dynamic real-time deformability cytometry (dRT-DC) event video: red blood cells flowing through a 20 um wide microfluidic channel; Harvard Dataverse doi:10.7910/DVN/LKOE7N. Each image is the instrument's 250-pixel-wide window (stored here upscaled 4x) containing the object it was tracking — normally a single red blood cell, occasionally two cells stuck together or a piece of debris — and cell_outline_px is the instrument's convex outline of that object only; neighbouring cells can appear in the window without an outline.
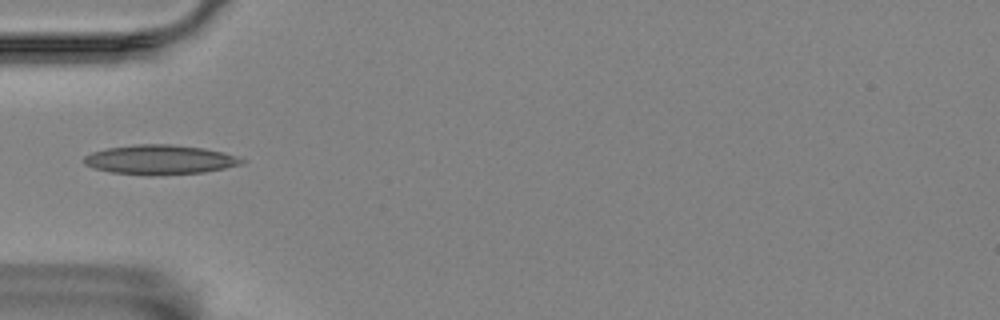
{"species": "Egyptian fruit bat (a non-hibernating species)", "species_latin": "Rousettus aegyptiacus", "temperature_condition": "room temperature", "stored_images_in_passage": 2, "camera_frame_rate_fps": 3000, "um_per_image_px": 0.085, "animal": {"sex": "female"}, "frame": {"image": 1, "passage_image": 1, "time_ms": 0.0, "image_size_px": [1000, 320], "cell_outline_px": [[244, 160], [240, 164], [224, 168], [204, 172], [152, 176], [148, 176], [112, 172], [92, 168], [84, 164], [84, 156], [92, 152], [108, 148], [136, 144], [172, 144], [204, 148], [220, 152]], "centroid_in_image_um": [13.51, 13.58], "position_along_channel_um": 71.5, "area_um2": 26.93}}
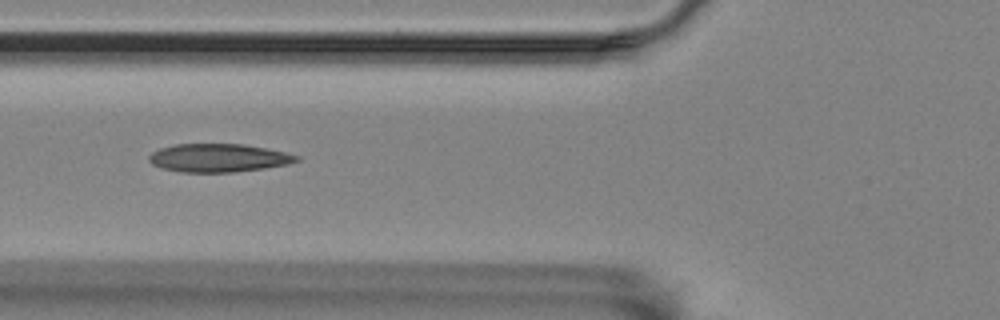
{"frame": {"image": 2, "passage_image": 2, "time_ms": 1.0, "image_size_px": [1000, 320], "cell_outline_px": [[300, 160], [288, 164], [264, 168], [232, 172], [180, 172], [160, 168], [152, 164], [148, 160], [148, 156], [152, 152], [160, 148], [176, 144], [240, 144], [264, 148], [284, 152], [300, 156]], "centroid_in_image_um": [18.53, 13.42], "position_along_channel_um": 107.3, "area_um2": 24.22}}